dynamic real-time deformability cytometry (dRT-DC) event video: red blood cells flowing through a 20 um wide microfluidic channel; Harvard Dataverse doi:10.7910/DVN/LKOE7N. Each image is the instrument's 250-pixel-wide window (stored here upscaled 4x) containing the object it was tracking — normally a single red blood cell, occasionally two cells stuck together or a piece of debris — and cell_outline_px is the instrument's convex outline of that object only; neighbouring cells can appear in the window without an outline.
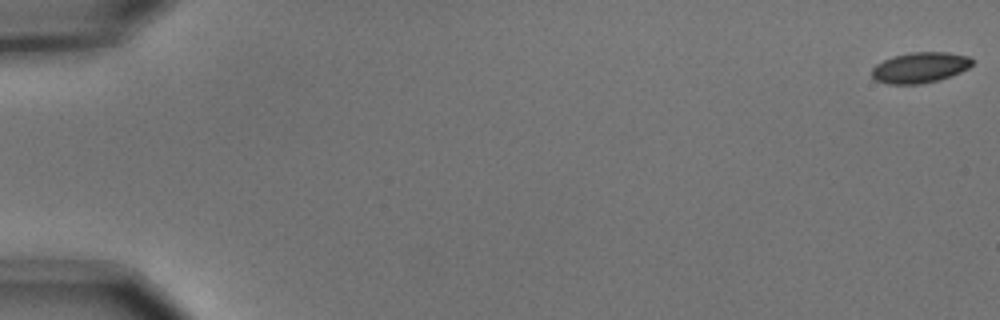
{"species": "common noctule bat (a hibernating species)", "species_latin": "Nyctalus noctula", "temperature_condition": "cold", "stored_images_in_passage": 4, "camera_frame_rate_fps": 3000, "um_per_image_px": 0.085, "animal": {"sex": "male", "body_mass_g": 15.6}, "frame": {"image": 1, "passage_image": 1, "time_ms": 0.0, "image_size_px": [1000, 320], "cell_outline_px": [[972, 64], [968, 68], [960, 72], [936, 80], [920, 84], [884, 84], [876, 80], [872, 76], [872, 68], [876, 64], [892, 56], [912, 52], [948, 52], [968, 56], [972, 60]], "centroid_in_image_um": [78.16, 5.74], "position_along_channel_um": 6.8, "area_um2": 17.8}}